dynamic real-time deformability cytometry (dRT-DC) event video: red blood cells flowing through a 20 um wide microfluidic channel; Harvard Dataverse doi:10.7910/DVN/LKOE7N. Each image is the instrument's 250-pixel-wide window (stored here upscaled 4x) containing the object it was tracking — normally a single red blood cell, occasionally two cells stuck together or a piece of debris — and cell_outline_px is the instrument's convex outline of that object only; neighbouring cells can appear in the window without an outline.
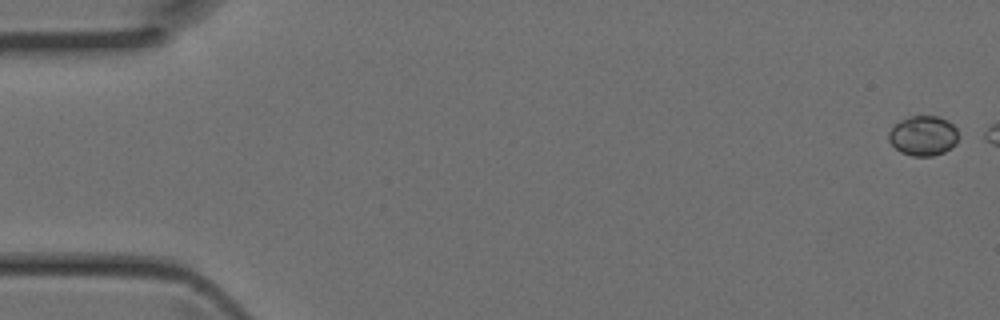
{"species": "Egyptian fruit bat (a non-hibernating species)", "species_latin": "Rousettus aegyptiacus", "temperature_condition": "room temperature", "stored_images_in_passage": 6, "camera_frame_rate_fps": 3000, "um_per_image_px": 0.085, "animal": {"sex": "female"}, "frame": {"image": 1, "passage_image": 1, "time_ms": 0.0, "image_size_px": [1000, 320], "cell_outline_px": [[956, 144], [952, 148], [944, 152], [932, 156], [912, 156], [900, 152], [888, 140], [888, 132], [900, 120], [908, 116], [940, 116], [948, 120], [956, 128]], "centroid_in_image_um": [78.46, 11.53], "position_along_channel_um": 6.5, "area_um2": 16.24}}